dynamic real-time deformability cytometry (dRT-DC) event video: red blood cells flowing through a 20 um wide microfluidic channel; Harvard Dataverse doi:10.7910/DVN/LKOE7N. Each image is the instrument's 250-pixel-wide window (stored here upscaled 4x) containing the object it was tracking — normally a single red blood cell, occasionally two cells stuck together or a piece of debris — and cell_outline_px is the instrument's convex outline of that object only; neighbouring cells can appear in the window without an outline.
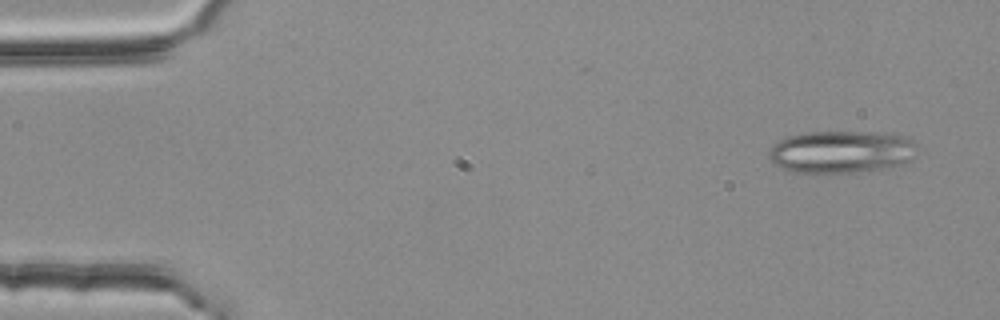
{"species": "common noctule bat (a hibernating species)", "species_latin": "Nyctalus noctula", "temperature_condition": "room temperature", "stored_images_in_passage": 5, "camera_frame_rate_fps": 3000, "um_per_image_px": 0.085, "animal": {"sex": "female", "body_mass_g": 25.1}, "frame": {"image": 1, "passage_image": 1, "time_ms": 0.0, "image_size_px": [1000, 320], "cell_outline_px": [[920, 144], [912, 160], [900, 164], [884, 168], [856, 172], [788, 172], [772, 164], [768, 156], [768, 152], [772, 144], [788, 136], [808, 132], [864, 132], [900, 136], [912, 140]], "centroid_in_image_um": [71.47, 12.91], "position_along_channel_um": 13.5, "area_um2": 36.7}}